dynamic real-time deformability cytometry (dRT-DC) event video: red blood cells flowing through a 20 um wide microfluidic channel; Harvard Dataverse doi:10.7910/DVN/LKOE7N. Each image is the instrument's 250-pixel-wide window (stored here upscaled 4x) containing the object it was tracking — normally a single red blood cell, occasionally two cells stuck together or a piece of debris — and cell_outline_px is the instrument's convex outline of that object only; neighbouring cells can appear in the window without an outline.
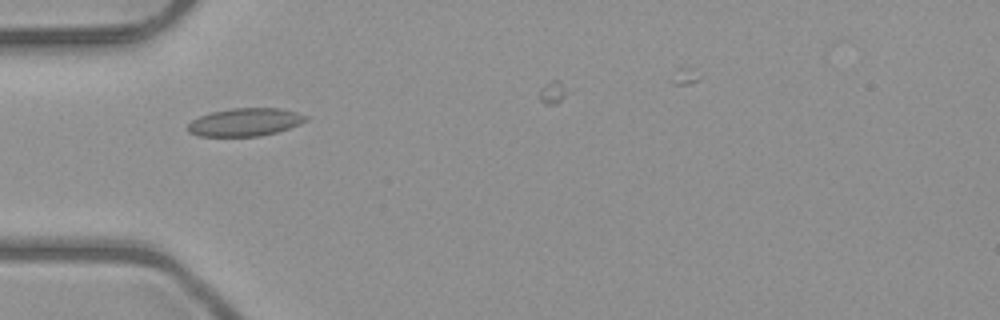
{"species": "common noctule bat (a hibernating species)", "species_latin": "Nyctalus noctula", "temperature_condition": "room temperature", "stored_images_in_passage": 23, "camera_frame_rate_fps": 3000, "um_per_image_px": 0.085, "animal": {"sex": "male", "body_mass_g": 23.1, "forearm_length_mm": 52.7}, "frame": {"image": 1, "passage_image": 1, "time_ms": 0.0, "image_size_px": [1000, 320], "cell_outline_px": [[308, 120], [300, 124], [276, 132], [260, 136], [200, 136], [188, 132], [188, 124], [192, 120], [200, 116], [212, 112], [232, 108], [280, 108], [296, 112], [308, 116]], "centroid_in_image_um": [20.84, 10.38], "position_along_channel_um": 64.2, "area_um2": 19.13}}
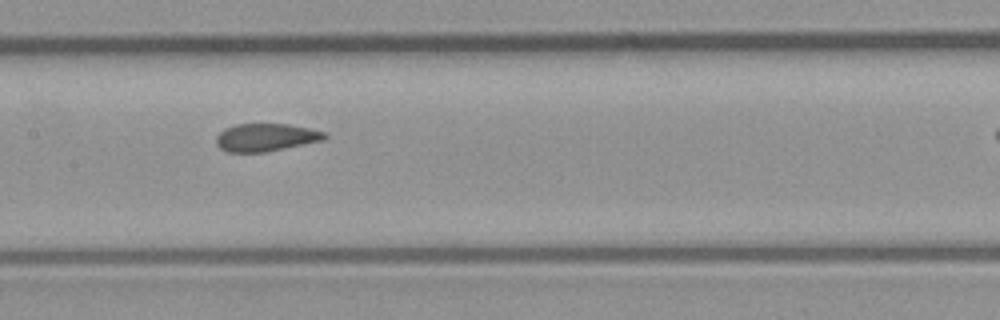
{"frame": {"image": 2, "passage_image": 10, "time_ms": 3.0, "image_size_px": [1000, 320], "cell_outline_px": [[328, 136], [324, 140], [264, 152], [228, 152], [220, 148], [216, 144], [216, 136], [224, 128], [236, 124], [288, 124], [328, 132]], "centroid_in_image_um": [22.6, 11.67], "position_along_channel_um": 184.8, "area_um2": 17.57}}
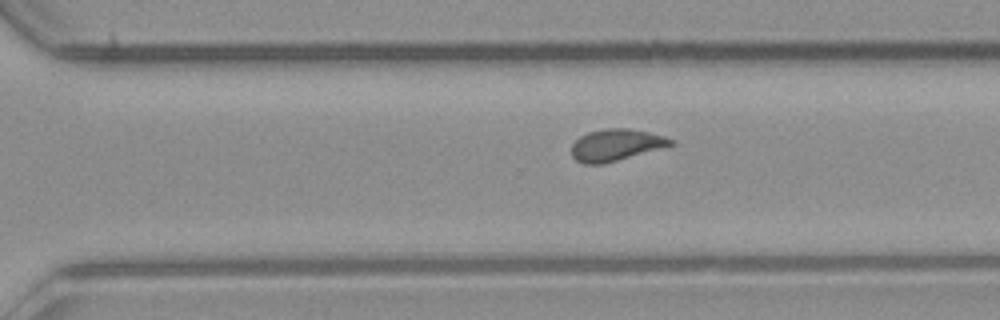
{"frame": {"image": 3, "passage_image": 20, "time_ms": 6.333, "image_size_px": [1000, 320], "cell_outline_px": [[676, 144], [604, 164], [584, 164], [576, 160], [572, 156], [572, 144], [580, 136], [588, 132], [604, 128], [628, 128], [648, 132], [664, 136], [676, 140]], "centroid_in_image_um": [52.37, 12.32], "position_along_channel_um": 318.2, "area_um2": 18.44}}